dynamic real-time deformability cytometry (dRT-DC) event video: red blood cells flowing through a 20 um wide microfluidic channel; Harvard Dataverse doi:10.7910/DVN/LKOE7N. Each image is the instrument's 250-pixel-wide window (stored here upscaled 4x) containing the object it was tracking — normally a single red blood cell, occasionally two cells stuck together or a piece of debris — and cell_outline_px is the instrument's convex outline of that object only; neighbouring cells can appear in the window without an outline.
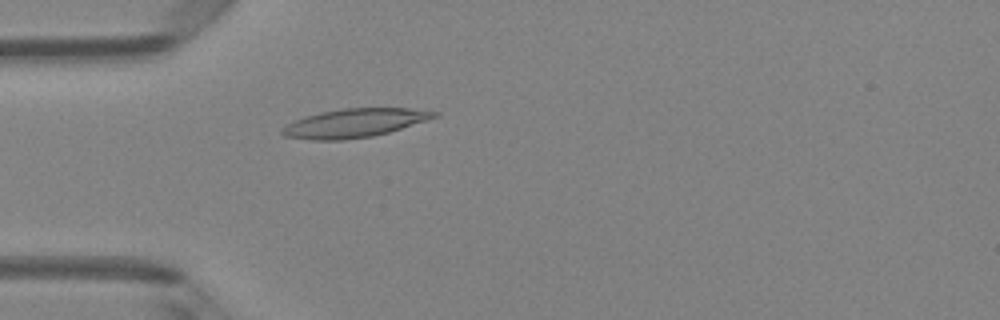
{"species": "Egyptian fruit bat (a non-hibernating species)", "species_latin": "Rousettus aegyptiacus", "temperature_condition": "room temperature", "stored_images_in_passage": 4, "camera_frame_rate_fps": 3000, "um_per_image_px": 0.085, "animal": {"sex": "female"}, "frame": {"image": 1, "passage_image": 4, "time_ms": 1.0, "image_size_px": [1000, 320], "cell_outline_px": [[440, 116], [388, 132], [372, 136], [344, 140], [312, 140], [284, 136], [280, 132], [280, 128], [304, 116], [320, 112], [344, 108], [408, 108], [440, 112]], "centroid_in_image_um": [30.12, 10.45], "position_along_channel_um": 54.9, "area_um2": 25.37}}